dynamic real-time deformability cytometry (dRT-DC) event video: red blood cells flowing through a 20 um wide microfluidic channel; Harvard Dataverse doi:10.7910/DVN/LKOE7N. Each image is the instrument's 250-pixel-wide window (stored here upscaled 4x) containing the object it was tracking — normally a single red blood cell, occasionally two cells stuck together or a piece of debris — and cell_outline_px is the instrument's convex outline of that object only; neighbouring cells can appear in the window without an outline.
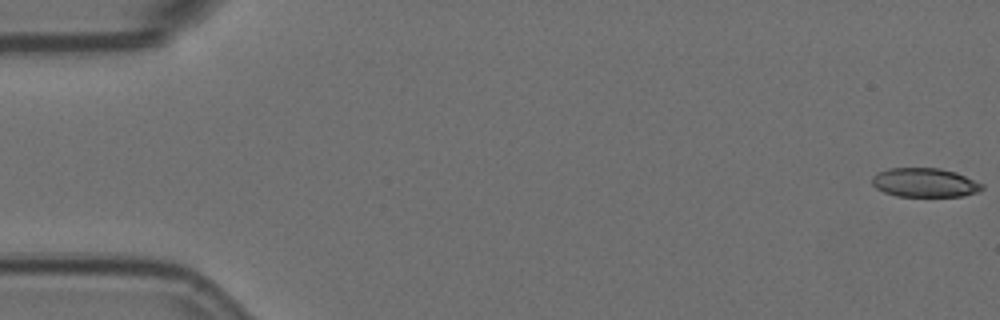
{"species": "Egyptian fruit bat (a non-hibernating species)", "species_latin": "Rousettus aegyptiacus", "temperature_condition": "room temperature", "stored_images_in_passage": 5, "camera_frame_rate_fps": 3000, "um_per_image_px": 0.085, "animal": {"sex": "female"}, "frame": {"image": 1, "passage_image": 1, "time_ms": 0.0, "image_size_px": [1000, 320], "cell_outline_px": [[984, 188], [976, 192], [964, 196], [896, 196], [884, 192], [876, 188], [872, 184], [872, 176], [876, 172], [888, 168], [940, 168], [956, 172], [984, 184]], "centroid_in_image_um": [78.59, 15.51], "position_along_channel_um": 6.4, "area_um2": 18.73}}